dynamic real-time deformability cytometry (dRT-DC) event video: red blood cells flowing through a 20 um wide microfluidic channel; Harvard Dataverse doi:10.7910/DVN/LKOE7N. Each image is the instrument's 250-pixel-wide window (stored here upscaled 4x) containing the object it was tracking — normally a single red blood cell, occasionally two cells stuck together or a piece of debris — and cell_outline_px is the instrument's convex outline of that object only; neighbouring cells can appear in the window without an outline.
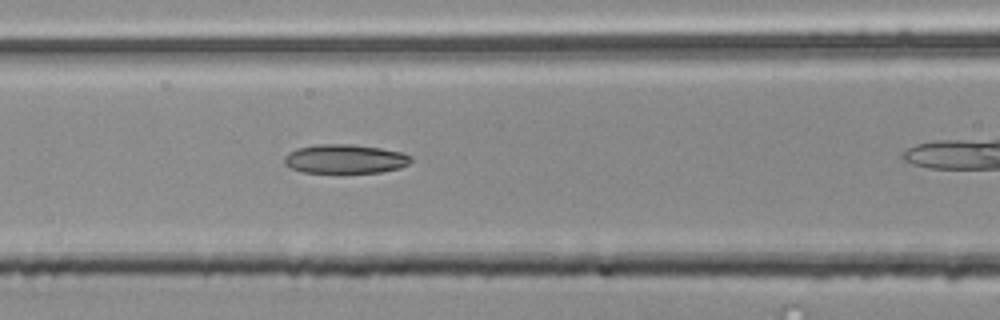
{"species": "common noctule bat (a hibernating species)", "species_latin": "Nyctalus noctula", "temperature_condition": "room temperature", "stored_images_in_passage": 38, "camera_frame_rate_fps": 3000, "um_per_image_px": 0.085, "animal": {"sex": "male", "body_mass_g": 20.4}, "frame": {"image": 1, "passage_image": 17, "time_ms": 5.333, "image_size_px": [1000, 320], "cell_outline_px": [[412, 160], [408, 164], [400, 168], [380, 172], [300, 172], [284, 164], [284, 156], [288, 152], [296, 148], [316, 144], [352, 144], [380, 148], [400, 152], [412, 156]], "centroid_in_image_um": [29.3, 13.5], "position_along_channel_um": 137.3, "area_um2": 21.44}}
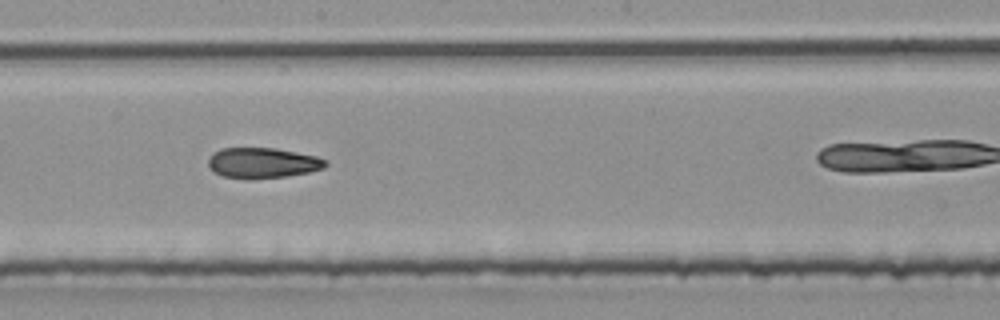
{"frame": {"image": 2, "passage_image": 24, "time_ms": 7.667, "image_size_px": [1000, 320], "cell_outline_px": [[328, 164], [324, 168], [308, 172], [288, 176], [248, 180], [224, 176], [208, 168], [208, 160], [212, 152], [220, 148], [276, 148], [316, 156], [328, 160]], "centroid_in_image_um": [22.31, 13.85], "position_along_channel_um": 225.9, "area_um2": 21.1}}
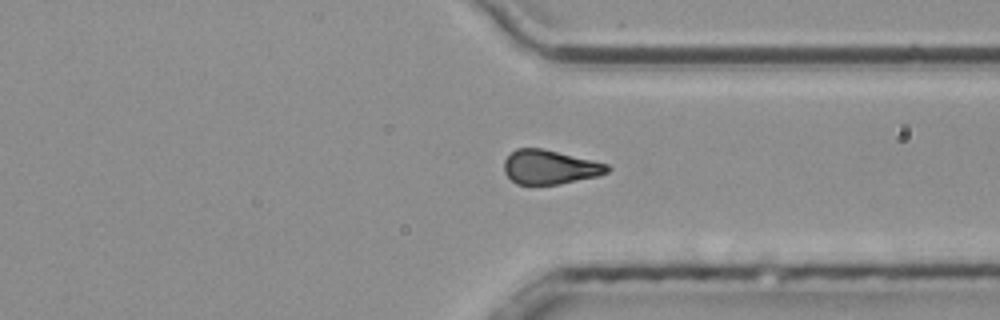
{"frame": {"image": 3, "passage_image": 35, "time_ms": 11.333, "image_size_px": [1000, 320], "cell_outline_px": [[612, 168], [608, 172], [596, 176], [560, 184], [516, 184], [504, 172], [504, 160], [516, 148], [540, 148], [592, 160], [608, 164]], "centroid_in_image_um": [46.73, 14.2], "position_along_channel_um": 364.7, "area_um2": 20.35}}